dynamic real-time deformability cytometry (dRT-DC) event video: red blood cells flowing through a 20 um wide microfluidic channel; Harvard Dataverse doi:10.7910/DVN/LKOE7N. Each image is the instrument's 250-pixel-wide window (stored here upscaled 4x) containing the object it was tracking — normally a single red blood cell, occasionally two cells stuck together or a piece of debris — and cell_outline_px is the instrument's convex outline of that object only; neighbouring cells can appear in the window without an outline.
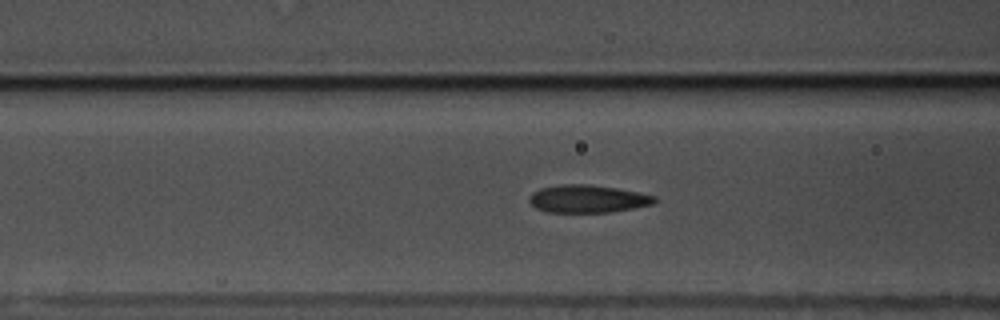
{"species": "common noctule bat (a hibernating species)", "species_latin": "Nyctalus noctula", "temperature_condition": "warm", "stored_images_in_passage": 52, "camera_frame_rate_fps": 3000, "um_per_image_px": 0.085, "animal": {"sex": "male", "body_mass_g": 17.5, "forearm_length_mm": 52.3}, "frame": {"image": 1, "passage_image": 23, "time_ms": 7.333, "image_size_px": [1000, 320], "cell_outline_px": [[656, 200], [652, 204], [612, 212], [544, 212], [536, 208], [528, 200], [532, 192], [540, 188], [560, 184], [588, 184], [616, 188], [656, 196]], "centroid_in_image_um": [49.9, 16.9], "position_along_channel_um": 116.7, "area_um2": 20.17}}
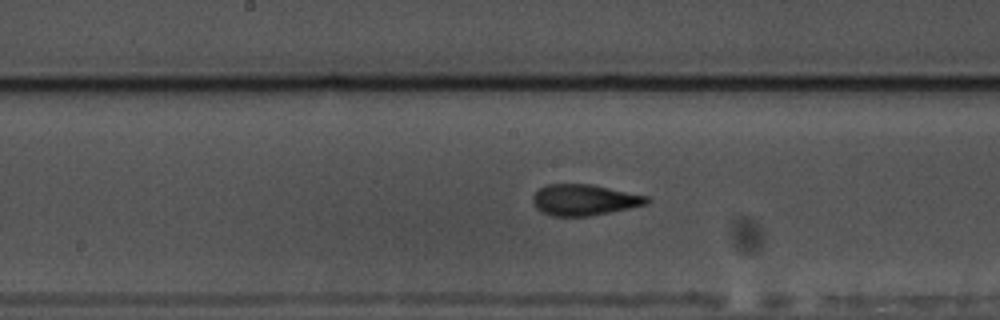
{"frame": {"image": 2, "passage_image": 30, "time_ms": 9.667, "image_size_px": [1000, 320], "cell_outline_px": [[652, 200], [648, 204], [588, 216], [552, 216], [540, 212], [532, 204], [532, 196], [540, 188], [548, 184], [592, 184], [648, 196]], "centroid_in_image_um": [49.64, 16.99], "position_along_channel_um": 198.6, "area_um2": 20.69}}
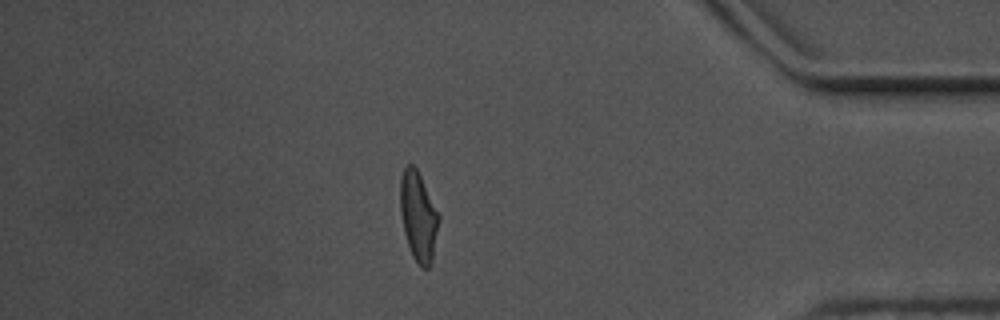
{"frame": {"image": 3, "passage_image": 50, "time_ms": 16.333, "image_size_px": [1000, 320], "cell_outline_px": [[440, 220], [432, 264], [428, 268], [420, 268], [412, 256], [404, 232], [400, 212], [400, 176], [404, 168], [408, 164], [412, 164], [416, 168], [440, 212]], "centroid_in_image_um": [35.58, 18.41], "position_along_channel_um": 399.6, "area_um2": 20.58}}